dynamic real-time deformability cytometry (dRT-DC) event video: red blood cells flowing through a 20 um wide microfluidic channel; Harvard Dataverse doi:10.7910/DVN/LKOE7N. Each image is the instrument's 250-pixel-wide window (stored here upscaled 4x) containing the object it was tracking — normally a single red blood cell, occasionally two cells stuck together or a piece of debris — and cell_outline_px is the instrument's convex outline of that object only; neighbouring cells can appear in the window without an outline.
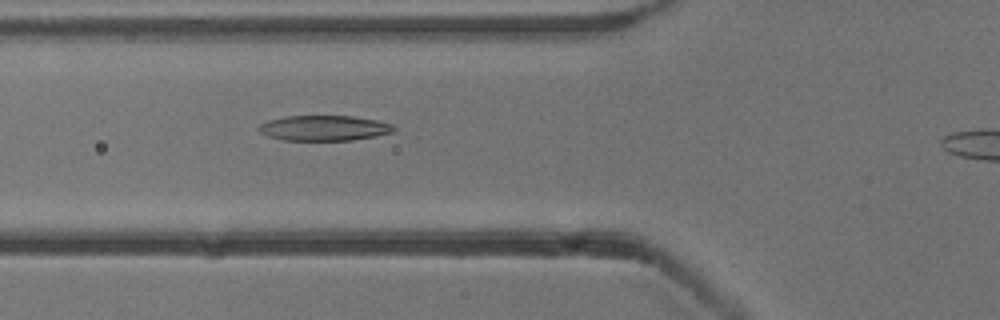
{"species": "common noctule bat (a hibernating species)", "species_latin": "Nyctalus noctula", "temperature_condition": "cold", "stored_images_in_passage": 35, "camera_frame_rate_fps": 3000, "um_per_image_px": 0.085, "animal": {"sex": "male", "body_mass_g": 13.3}, "frame": {"image": 1, "passage_image": 8, "time_ms": 2.333, "image_size_px": [1000, 320], "cell_outline_px": [[396, 128], [392, 132], [376, 136], [352, 140], [284, 140], [268, 136], [260, 132], [256, 128], [260, 124], [268, 120], [284, 116], [352, 116], [376, 120], [392, 124]], "centroid_in_image_um": [27.53, 10.88], "position_along_channel_um": 98.3, "area_um2": 19.88}}
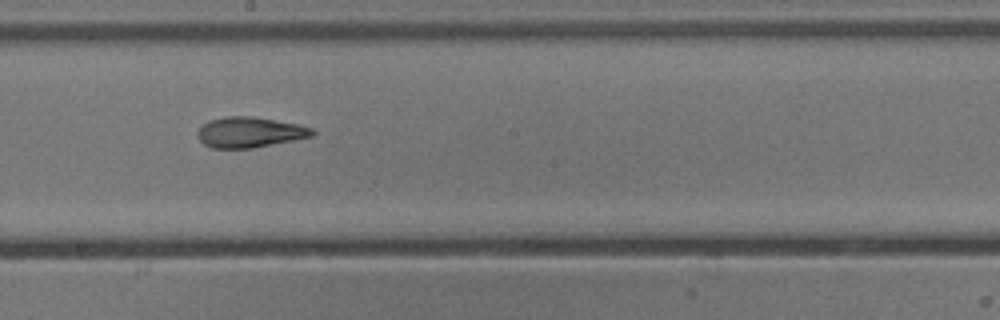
{"frame": {"image": 2, "passage_image": 18, "time_ms": 5.667, "image_size_px": [1000, 320], "cell_outline_px": [[316, 132], [312, 136], [252, 148], [212, 148], [204, 144], [200, 140], [196, 132], [208, 120], [224, 116], [252, 116], [300, 124], [312, 128]], "centroid_in_image_um": [21.22, 11.23], "position_along_channel_um": 227.0, "area_um2": 20.35}}
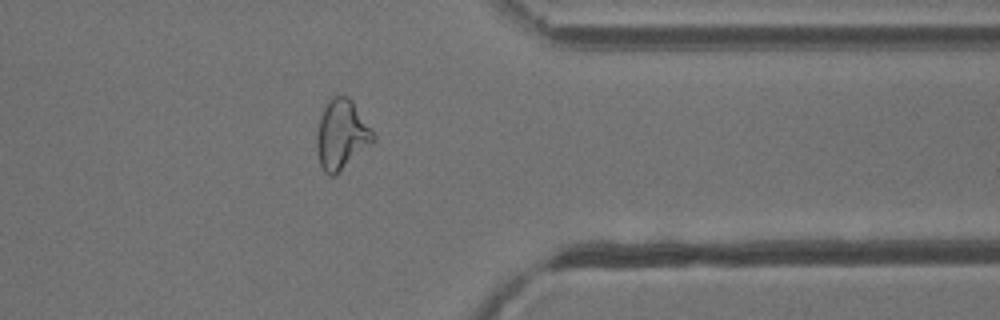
{"frame": {"image": 3, "passage_image": 31, "time_ms": 10.0, "image_size_px": [1000, 320], "cell_outline_px": [[376, 140], [336, 176], [328, 176], [324, 172], [320, 164], [316, 152], [316, 132], [320, 116], [328, 100], [332, 96], [348, 96], [352, 100], [376, 136]], "centroid_in_image_um": [29.02, 11.48], "position_along_channel_um": 382.4, "area_um2": 23.24}}